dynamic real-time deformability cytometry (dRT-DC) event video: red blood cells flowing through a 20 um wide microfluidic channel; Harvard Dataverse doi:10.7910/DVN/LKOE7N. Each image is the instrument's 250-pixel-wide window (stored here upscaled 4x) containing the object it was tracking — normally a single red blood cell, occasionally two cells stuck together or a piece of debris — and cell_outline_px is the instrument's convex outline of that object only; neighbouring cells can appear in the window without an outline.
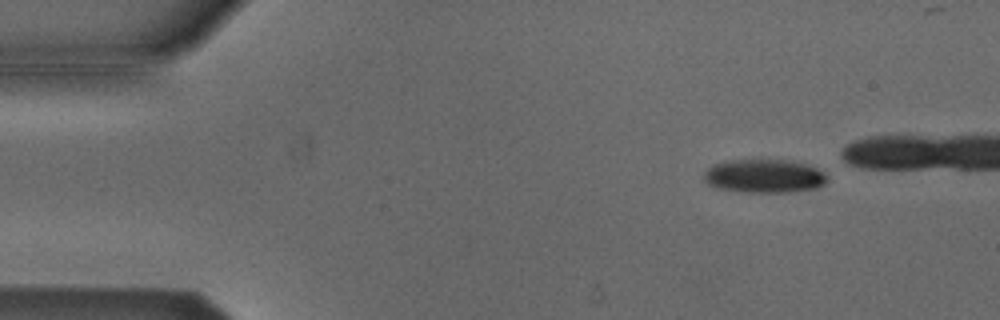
{"species": "Egyptian fruit bat (a non-hibernating species)", "species_latin": "Rousettus aegyptiacus", "temperature_condition": "cold", "stored_images_in_passage": 4, "camera_frame_rate_fps": 3000, "um_per_image_px": 0.085, "animal": {"sex": "male"}, "frame": {"image": 1, "passage_image": 1, "time_ms": 0.0, "image_size_px": [1000, 320], "cell_outline_px": [[828, 180], [824, 184], [816, 188], [788, 192], [748, 192], [716, 188], [708, 184], [704, 180], [704, 172], [712, 164], [724, 160], [760, 156], [792, 160], [816, 168], [824, 172]], "centroid_in_image_um": [64.91, 14.9], "position_along_channel_um": 20.1, "area_um2": 25.14}}